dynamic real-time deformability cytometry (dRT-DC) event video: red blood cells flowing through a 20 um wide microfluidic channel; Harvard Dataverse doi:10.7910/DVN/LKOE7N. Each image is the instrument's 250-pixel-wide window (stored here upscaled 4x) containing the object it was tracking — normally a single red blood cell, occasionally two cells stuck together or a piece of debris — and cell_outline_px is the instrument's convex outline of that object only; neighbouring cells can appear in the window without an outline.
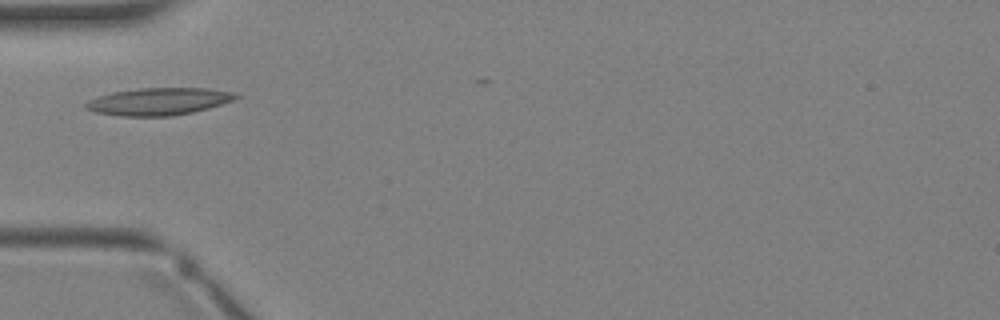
{"species": "Egyptian fruit bat (a non-hibernating species)", "species_latin": "Rousettus aegyptiacus", "temperature_condition": "warm", "stored_images_in_passage": 1, "camera_frame_rate_fps": 3000, "um_per_image_px": 0.085, "animal": {"sex": "female"}, "frame": {"image": 1, "passage_image": 1, "time_ms": 0.0, "image_size_px": [1000, 320], "cell_outline_px": [[240, 96], [232, 100], [208, 108], [192, 112], [172, 116], [120, 116], [96, 112], [84, 108], [84, 104], [88, 100], [112, 92], [140, 88], [208, 88], [236, 92]], "centroid_in_image_um": [13.49, 8.62], "position_along_channel_um": 71.5, "area_um2": 23.81}}